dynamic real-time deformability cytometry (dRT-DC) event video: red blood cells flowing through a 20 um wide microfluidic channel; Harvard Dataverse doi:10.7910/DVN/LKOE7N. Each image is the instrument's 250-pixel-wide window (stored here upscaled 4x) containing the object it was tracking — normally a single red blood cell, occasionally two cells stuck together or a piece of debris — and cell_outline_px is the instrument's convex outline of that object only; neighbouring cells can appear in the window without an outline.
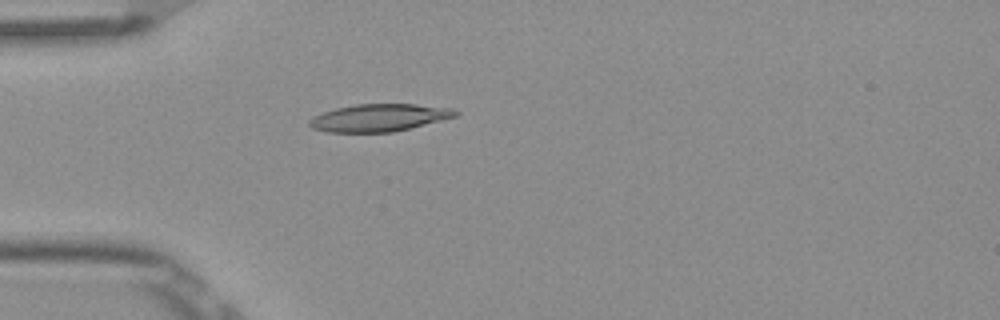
{"species": "Egyptian fruit bat (a non-hibernating species)", "species_latin": "Rousettus aegyptiacus", "temperature_condition": "room temperature", "stored_images_in_passage": 5, "camera_frame_rate_fps": 3000, "um_per_image_px": 0.085, "frame": {"image": 1, "passage_image": 5, "time_ms": 1.333, "image_size_px": [1000, 320], "cell_outline_px": [[460, 112], [456, 116], [392, 132], [328, 132], [312, 128], [308, 124], [308, 120], [312, 116], [336, 108], [356, 104], [416, 104], [452, 108]], "centroid_in_image_um": [32.19, 10.0], "position_along_channel_um": 52.8, "area_um2": 23.18}}